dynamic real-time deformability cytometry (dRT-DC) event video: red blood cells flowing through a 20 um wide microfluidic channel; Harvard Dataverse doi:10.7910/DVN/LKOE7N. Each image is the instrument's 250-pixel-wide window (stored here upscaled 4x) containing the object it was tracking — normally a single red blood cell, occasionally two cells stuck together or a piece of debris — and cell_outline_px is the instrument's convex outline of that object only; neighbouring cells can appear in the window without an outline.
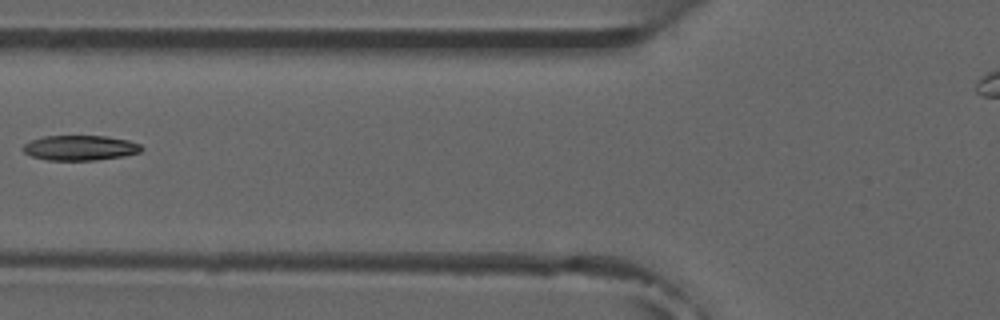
{"species": "common noctule bat (a hibernating species)", "species_latin": "Nyctalus noctula", "temperature_condition": "room temperature", "stored_images_in_passage": 6, "camera_frame_rate_fps": 3000, "um_per_image_px": 0.085, "animal": {"sex": "male", "forearm_length_mm": 52.5}, "frame": {"image": 1, "passage_image": 5, "time_ms": 5.333, "image_size_px": [1000, 320], "cell_outline_px": [[144, 148], [140, 152], [124, 156], [96, 160], [48, 160], [32, 156], [24, 152], [20, 148], [24, 144], [32, 140], [44, 136], [104, 136], [128, 140], [140, 144]], "centroid_in_image_um": [6.81, 12.57], "position_along_channel_um": 119.0, "area_um2": 17.28}}
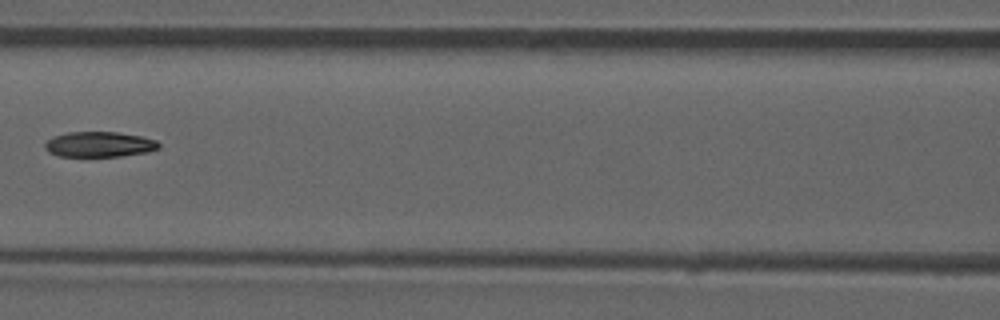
{"frame": {"image": 2, "passage_image": 6, "time_ms": 6.333, "image_size_px": [1000, 320], "cell_outline_px": [[160, 148], [148, 152], [120, 156], [56, 156], [48, 152], [44, 148], [44, 144], [48, 140], [56, 136], [68, 132], [116, 132], [140, 136], [156, 140], [160, 144]], "centroid_in_image_um": [8.44, 12.28], "position_along_channel_um": 158.2, "area_um2": 16.76}}